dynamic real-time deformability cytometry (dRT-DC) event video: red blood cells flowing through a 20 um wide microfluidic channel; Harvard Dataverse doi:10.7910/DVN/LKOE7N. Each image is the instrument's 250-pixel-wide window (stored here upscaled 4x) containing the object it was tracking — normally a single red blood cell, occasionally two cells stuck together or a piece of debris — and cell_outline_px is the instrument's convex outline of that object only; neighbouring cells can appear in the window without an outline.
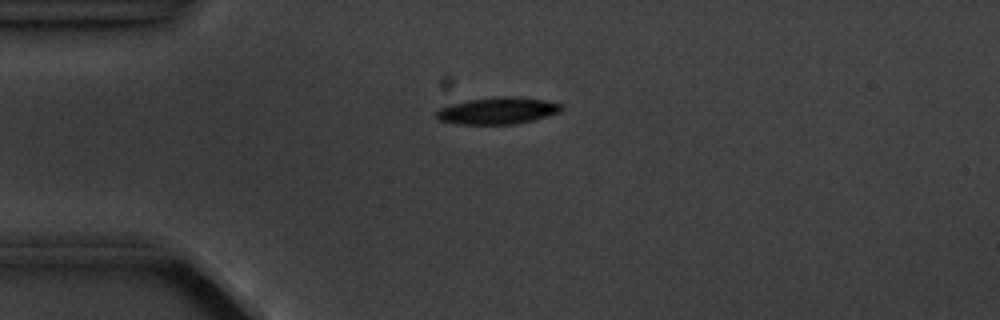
{"species": "common noctule bat (a hibernating species)", "species_latin": "Nyctalus noctula", "temperature_condition": "cold", "stored_images_in_passage": 2, "camera_frame_rate_fps": 3000, "um_per_image_px": 0.085, "animal": {"sex": "male", "body_mass_g": 20.1, "forearm_length_mm": 53.5}, "frame": {"image": 1, "passage_image": 2, "time_ms": 1.0, "image_size_px": [1000, 320], "cell_outline_px": [[564, 108], [560, 112], [532, 120], [516, 124], [460, 124], [440, 120], [436, 116], [436, 112], [440, 108], [452, 104], [468, 100], [500, 96], [516, 96], [544, 100], [564, 104]], "centroid_in_image_um": [42.35, 9.4], "position_along_channel_um": 42.7, "area_um2": 19.48}}